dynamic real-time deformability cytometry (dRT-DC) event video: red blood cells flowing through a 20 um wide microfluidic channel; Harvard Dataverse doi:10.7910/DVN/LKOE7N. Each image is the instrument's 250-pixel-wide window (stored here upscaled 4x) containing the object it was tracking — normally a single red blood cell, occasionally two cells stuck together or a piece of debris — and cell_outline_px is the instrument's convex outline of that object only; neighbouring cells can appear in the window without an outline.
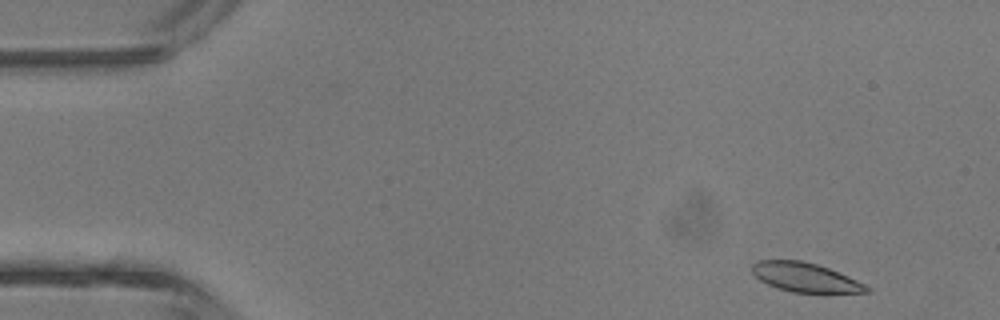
{"species": "common noctule bat (a hibernating species)", "species_latin": "Nyctalus noctula", "temperature_condition": "room temperature", "stored_images_in_passage": 3, "camera_frame_rate_fps": 3000, "um_per_image_px": 0.085, "animal": {"sex": "male", "body_mass_g": 13.3}, "frame": {"image": 1, "passage_image": 1, "time_ms": 0.0, "image_size_px": [1000, 320], "cell_outline_px": [[872, 292], [792, 292], [776, 288], [760, 280], [752, 272], [752, 264], [756, 260], [800, 260], [816, 264], [828, 268], [848, 276], [872, 288]], "centroid_in_image_um": [68.43, 23.57], "position_along_channel_um": 16.6, "area_um2": 19.31}}